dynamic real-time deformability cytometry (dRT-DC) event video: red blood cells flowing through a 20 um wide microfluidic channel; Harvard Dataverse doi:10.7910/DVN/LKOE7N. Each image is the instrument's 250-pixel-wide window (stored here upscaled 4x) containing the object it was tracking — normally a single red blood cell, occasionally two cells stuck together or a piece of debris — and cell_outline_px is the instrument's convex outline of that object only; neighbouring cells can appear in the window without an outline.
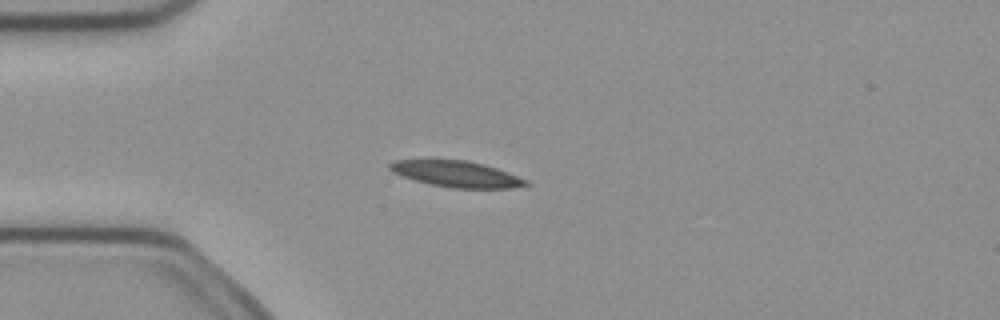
{"species": "common noctule bat (a hibernating species)", "species_latin": "Nyctalus noctula", "temperature_condition": "cold", "stored_images_in_passage": 4, "camera_frame_rate_fps": 3000, "um_per_image_px": 0.085, "animal": {"sex": "female", "body_mass_g": 21.9}, "frame": {"image": 1, "passage_image": 2, "time_ms": 0.333, "image_size_px": [1000, 320], "cell_outline_px": [[532, 184], [512, 188], [452, 188], [428, 184], [392, 172], [388, 168], [388, 164], [392, 160], [468, 160], [484, 164], [508, 172], [528, 180]], "centroid_in_image_um": [38.82, 14.79], "position_along_channel_um": 46.2, "area_um2": 20.75}}